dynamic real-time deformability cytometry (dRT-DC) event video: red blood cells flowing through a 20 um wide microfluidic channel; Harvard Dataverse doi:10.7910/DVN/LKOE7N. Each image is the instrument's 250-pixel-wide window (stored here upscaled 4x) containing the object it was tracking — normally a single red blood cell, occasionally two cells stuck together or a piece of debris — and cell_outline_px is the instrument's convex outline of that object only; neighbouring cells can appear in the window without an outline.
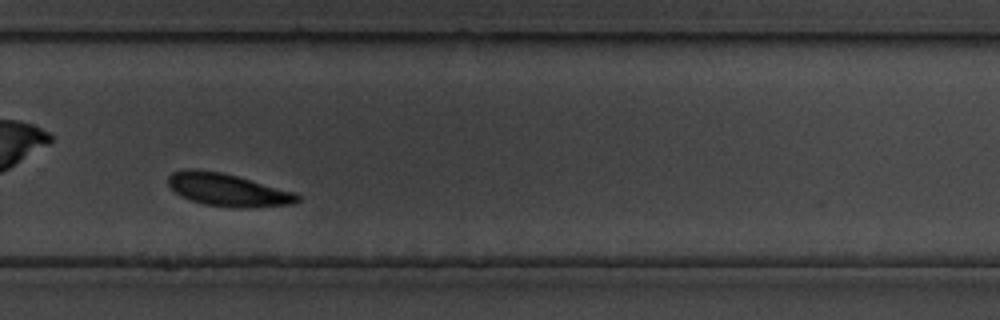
{"species": "common noctule bat (a hibernating species)", "species_latin": "Nyctalus noctula", "temperature_condition": "cold", "stored_images_in_passage": 26, "camera_frame_rate_fps": 3000, "um_per_image_px": 0.085, "animal": {"sex": "male", "body_mass_g": 19.5, "forearm_length_mm": 54.6}, "frame": {"image": 1, "passage_image": 15, "time_ms": 18.0, "image_size_px": [1000, 320], "cell_outline_px": [[300, 200], [292, 204], [252, 208], [236, 208], [204, 204], [180, 196], [168, 184], [168, 176], [172, 172], [184, 168], [196, 168], [224, 172], [296, 192], [300, 196]], "centroid_in_image_um": [19.37, 16.12], "position_along_channel_um": 310.4, "area_um2": 25.03}}
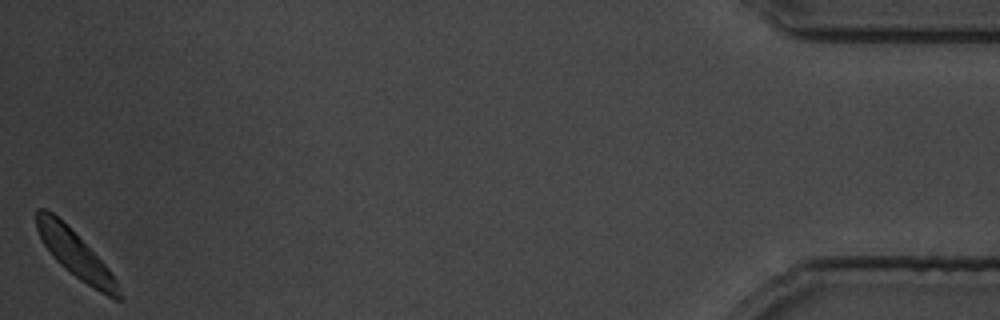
{"frame": {"image": 2, "passage_image": 26, "time_ms": 31.333, "image_size_px": [1000, 320], "cell_outline_px": [[120, 300], [116, 300], [100, 292], [80, 280], [64, 268], [52, 256], [44, 244], [36, 228], [36, 208], [44, 208], [52, 212], [108, 268], [116, 280], [120, 292]], "centroid_in_image_um": [6.36, 21.63], "position_along_channel_um": 428.8, "area_um2": 21.33}}